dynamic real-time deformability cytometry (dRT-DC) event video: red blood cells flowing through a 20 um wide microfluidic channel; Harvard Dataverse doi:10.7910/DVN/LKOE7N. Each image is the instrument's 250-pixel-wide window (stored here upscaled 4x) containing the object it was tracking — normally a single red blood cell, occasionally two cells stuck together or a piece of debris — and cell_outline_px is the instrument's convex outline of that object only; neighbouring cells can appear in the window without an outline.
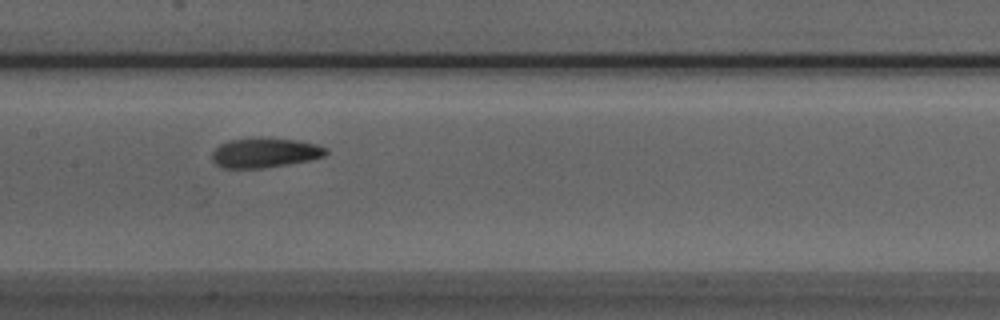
{"species": "Egyptian fruit bat (a non-hibernating species)", "species_latin": "Rousettus aegyptiacus", "temperature_condition": "room temperature", "stored_images_in_passage": 16, "camera_frame_rate_fps": 3000, "um_per_image_px": 0.085, "animal": {"sex": "male"}, "frame": {"image": 1, "passage_image": 10, "time_ms": 3.0, "image_size_px": [1000, 320], "cell_outline_px": [[328, 152], [324, 156], [308, 160], [288, 164], [260, 168], [224, 168], [216, 164], [212, 160], [212, 152], [220, 144], [228, 140], [260, 136], [296, 140], [316, 144], [328, 148]], "centroid_in_image_um": [22.5, 12.96], "position_along_channel_um": 184.9, "area_um2": 19.94}}